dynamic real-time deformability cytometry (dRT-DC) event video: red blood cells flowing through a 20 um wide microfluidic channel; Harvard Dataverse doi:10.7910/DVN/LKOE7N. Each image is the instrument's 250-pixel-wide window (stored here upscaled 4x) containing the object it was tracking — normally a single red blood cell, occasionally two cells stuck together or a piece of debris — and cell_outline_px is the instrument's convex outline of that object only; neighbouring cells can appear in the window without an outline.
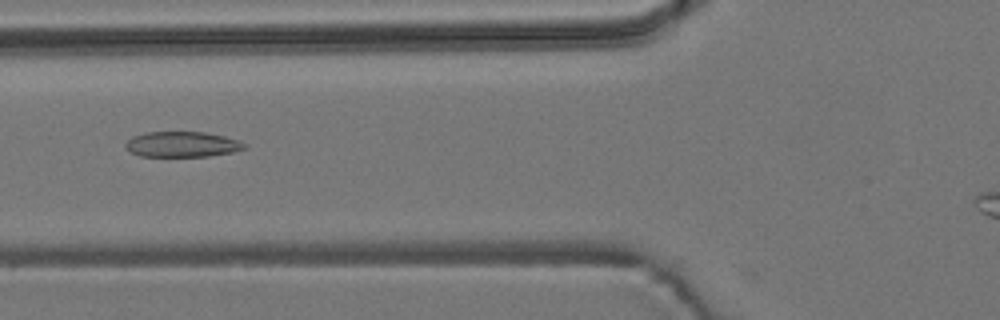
{"species": "common noctule bat (a hibernating species)", "species_latin": "Nyctalus noctula", "temperature_condition": "room temperature", "stored_images_in_passage": 31, "camera_frame_rate_fps": 3000, "um_per_image_px": 0.085, "animal": {"sex": "male", "body_mass_g": 19.2, "forearm_length_mm": 51.8}, "frame": {"image": 1, "passage_image": 2, "time_ms": 0.333, "image_size_px": [1000, 320], "cell_outline_px": [[248, 148], [232, 152], [208, 156], [140, 156], [124, 148], [124, 144], [132, 136], [148, 132], [204, 132], [224, 136], [240, 140], [248, 144]], "centroid_in_image_um": [15.51, 12.26], "position_along_channel_um": 110.3, "area_um2": 17.74}}
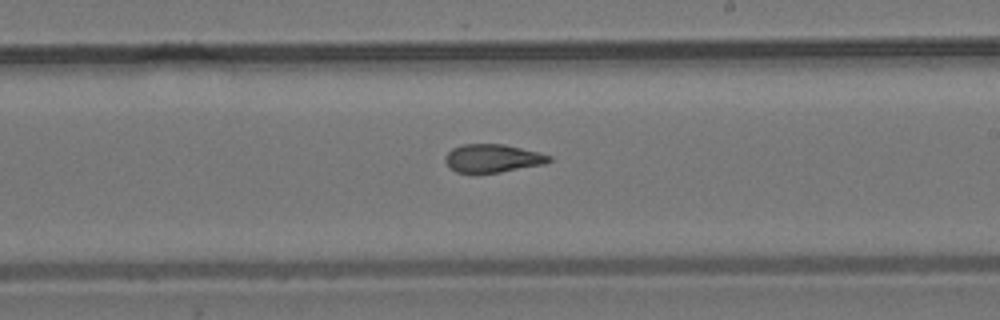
{"frame": {"image": 2, "passage_image": 13, "time_ms": 4.0, "image_size_px": [1000, 320], "cell_outline_px": [[552, 160], [544, 164], [500, 172], [456, 172], [444, 160], [444, 156], [452, 148], [464, 144], [504, 144], [540, 152], [552, 156]], "centroid_in_image_um": [41.9, 13.44], "position_along_channel_um": 247.1, "area_um2": 16.94}}
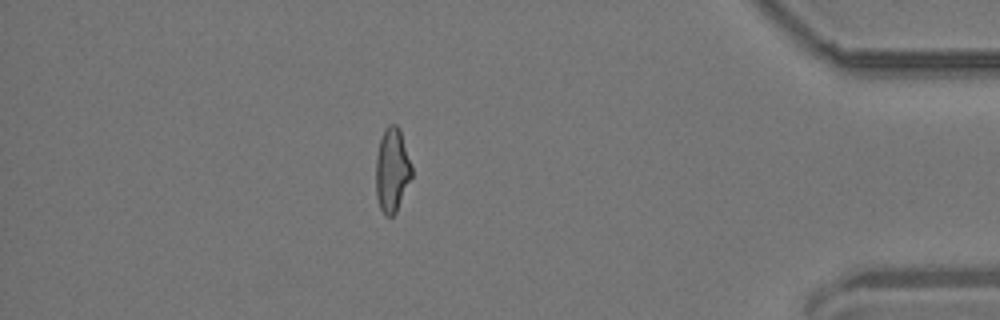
{"frame": {"image": 3, "passage_image": 29, "time_ms": 9.333, "image_size_px": [1000, 320], "cell_outline_px": [[412, 176], [396, 212], [392, 216], [384, 216], [380, 208], [376, 196], [376, 156], [380, 140], [384, 128], [388, 124], [396, 124], [400, 128], [412, 168]], "centroid_in_image_um": [33.31, 14.45], "position_along_channel_um": 401.9, "area_um2": 17.63}}